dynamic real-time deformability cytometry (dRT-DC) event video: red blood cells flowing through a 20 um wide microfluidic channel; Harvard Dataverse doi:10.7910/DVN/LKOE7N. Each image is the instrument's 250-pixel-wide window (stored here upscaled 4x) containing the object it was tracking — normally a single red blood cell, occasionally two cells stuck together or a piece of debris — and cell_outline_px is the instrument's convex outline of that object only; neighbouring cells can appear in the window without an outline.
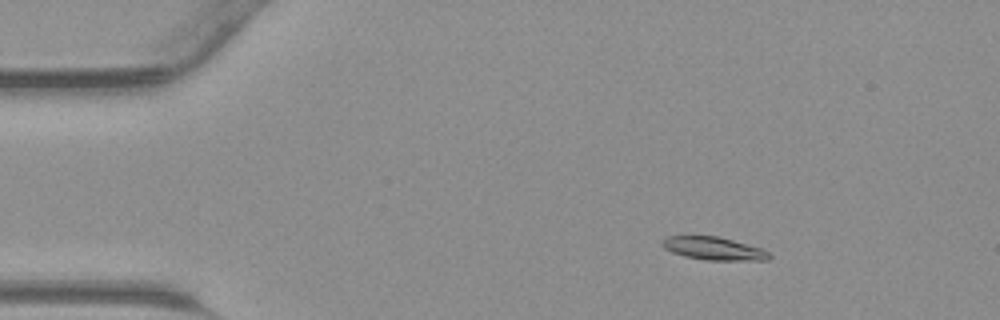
{"species": "common noctule bat (a hibernating species)", "species_latin": "Nyctalus noctula", "temperature_condition": "warm", "stored_images_in_passage": 39, "camera_frame_rate_fps": 3000, "um_per_image_px": 0.085, "animal": {"sex": "male", "body_mass_g": 23.1, "forearm_length_mm": 52.7}, "frame": {"image": 1, "passage_image": 1, "time_ms": 0.0, "image_size_px": [1000, 320], "cell_outline_px": [[772, 256], [768, 260], [704, 260], [684, 256], [672, 252], [664, 248], [664, 240], [668, 236], [716, 236], [732, 240], [760, 248], [768, 252]], "centroid_in_image_um": [60.68, 21.13], "position_along_channel_um": 24.3, "area_um2": 14.05}}
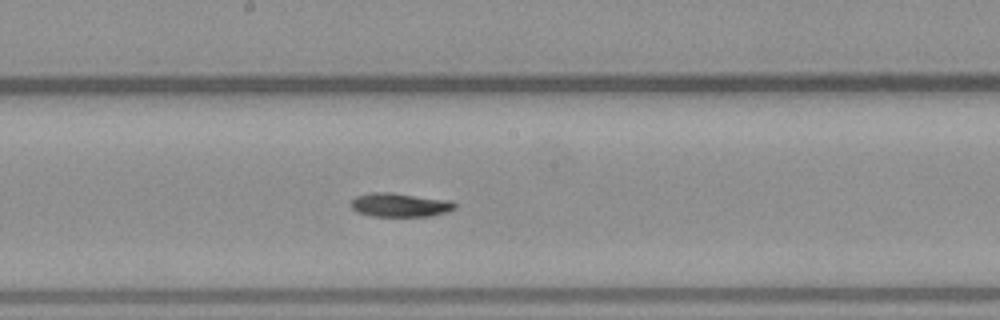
{"frame": {"image": 2, "passage_image": 18, "time_ms": 5.667, "image_size_px": [1000, 320], "cell_outline_px": [[456, 208], [448, 212], [428, 216], [372, 216], [356, 212], [348, 204], [356, 196], [368, 192], [392, 192], [448, 200], [456, 204]], "centroid_in_image_um": [33.94, 17.41], "position_along_channel_um": 214.3, "area_um2": 14.57}}
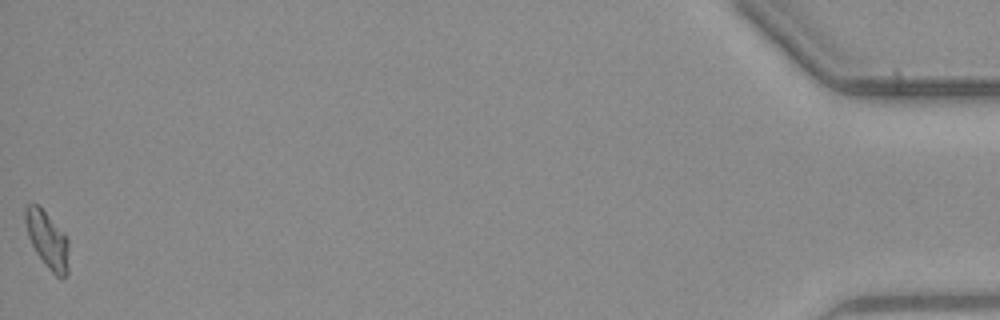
{"frame": {"image": 3, "passage_image": 39, "time_ms": 12.667, "image_size_px": [1000, 320], "cell_outline_px": [[68, 272], [64, 276], [56, 276], [48, 268], [36, 252], [28, 236], [24, 220], [24, 208], [28, 204], [40, 204], [68, 240]], "centroid_in_image_um": [3.99, 20.33], "position_along_channel_um": 431.2, "area_um2": 14.28}}